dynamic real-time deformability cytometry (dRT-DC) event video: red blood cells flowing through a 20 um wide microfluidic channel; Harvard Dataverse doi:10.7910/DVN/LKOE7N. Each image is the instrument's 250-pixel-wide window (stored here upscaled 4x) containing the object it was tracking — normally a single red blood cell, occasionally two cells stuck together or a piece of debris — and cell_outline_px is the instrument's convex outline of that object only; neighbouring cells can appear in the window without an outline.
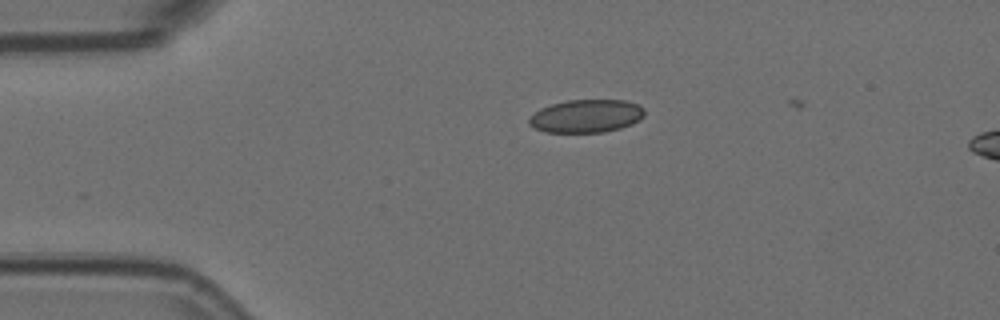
{"species": "Egyptian fruit bat (a non-hibernating species)", "species_latin": "Rousettus aegyptiacus", "temperature_condition": "room temperature", "stored_images_in_passage": 4, "segment_of_instrument_passage": [1, 2], "camera_frame_rate_fps": 3000, "um_per_image_px": 0.085, "animal": {"sex": "female"}, "frame": {"image": 1, "passage_image": 2, "time_ms": 0.333, "image_size_px": [1000, 320], "cell_outline_px": [[644, 116], [640, 120], [632, 124], [620, 128], [604, 132], [544, 132], [528, 124], [528, 120], [540, 108], [552, 104], [568, 100], [624, 100], [636, 104], [644, 108]], "centroid_in_image_um": [49.85, 9.87], "position_along_channel_um": 35.2, "area_um2": 22.14}}